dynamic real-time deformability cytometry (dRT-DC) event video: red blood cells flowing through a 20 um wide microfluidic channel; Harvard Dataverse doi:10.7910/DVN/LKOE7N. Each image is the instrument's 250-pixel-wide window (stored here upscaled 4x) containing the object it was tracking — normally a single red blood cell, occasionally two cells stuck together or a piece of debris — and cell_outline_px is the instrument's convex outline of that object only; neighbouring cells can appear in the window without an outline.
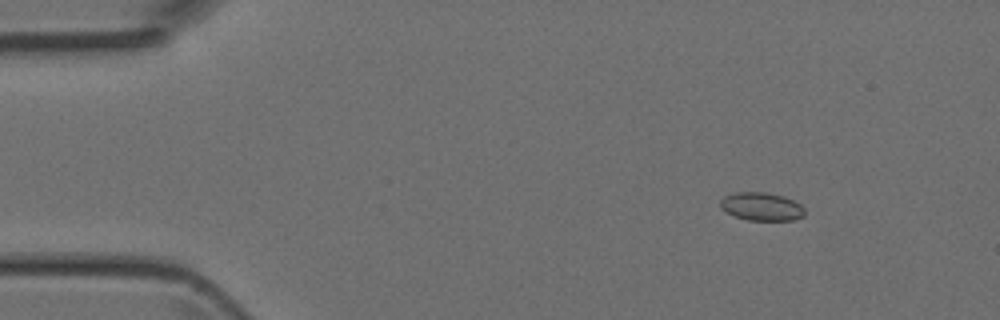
{"species": "Egyptian fruit bat (a non-hibernating species)", "species_latin": "Rousettus aegyptiacus", "temperature_condition": "room temperature", "stored_images_in_passage": 9, "camera_frame_rate_fps": 3000, "um_per_image_px": 0.085, "animal": {"sex": "female"}, "frame": {"image": 1, "passage_image": 2, "time_ms": 0.333, "image_size_px": [1000, 320], "cell_outline_px": [[804, 216], [792, 220], [748, 220], [736, 216], [720, 208], [720, 200], [724, 196], [736, 192], [764, 192], [784, 196], [800, 204], [804, 208]], "centroid_in_image_um": [64.73, 17.55], "position_along_channel_um": 20.3, "area_um2": 13.76}}